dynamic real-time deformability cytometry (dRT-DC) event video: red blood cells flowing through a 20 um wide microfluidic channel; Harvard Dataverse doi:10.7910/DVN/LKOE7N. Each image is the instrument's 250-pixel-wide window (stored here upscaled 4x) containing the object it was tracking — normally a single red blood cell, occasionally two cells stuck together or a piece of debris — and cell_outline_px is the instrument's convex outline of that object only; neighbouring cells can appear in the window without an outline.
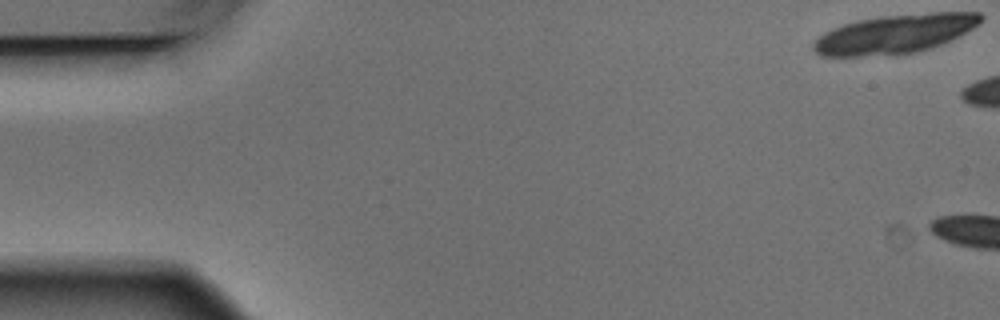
{"species": "Egyptian fruit bat (a non-hibernating species)", "species_latin": "Rousettus aegyptiacus", "temperature_condition": "warm", "stored_images_in_passage": 2, "camera_frame_rate_fps": 3000, "um_per_image_px": 0.085, "animal": {"sex": "male"}, "frame": {"image": 1, "passage_image": 1, "time_ms": 0.0, "image_size_px": [1000, 320], "cell_outline_px": [[984, 20], [972, 28], [932, 48], [916, 52], [896, 56], [820, 56], [812, 48], [812, 44], [824, 32], [832, 28], [856, 20], [884, 16], [932, 12], [980, 12], [984, 16]], "centroid_in_image_um": [76.05, 2.89], "position_along_channel_um": 9.0, "area_um2": 38.15}}